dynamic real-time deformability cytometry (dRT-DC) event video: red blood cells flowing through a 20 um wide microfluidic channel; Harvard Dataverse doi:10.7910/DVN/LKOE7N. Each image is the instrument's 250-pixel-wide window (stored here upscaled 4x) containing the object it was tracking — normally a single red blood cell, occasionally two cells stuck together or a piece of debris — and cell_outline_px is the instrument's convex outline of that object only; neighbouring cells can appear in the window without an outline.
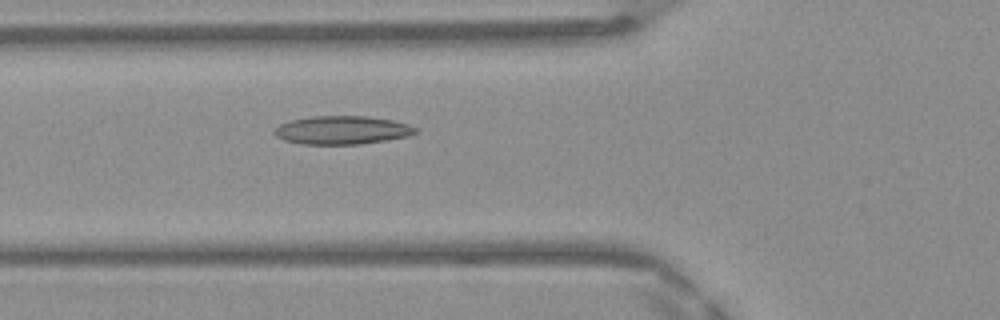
{"species": "Egyptian fruit bat (a non-hibernating species)", "species_latin": "Rousettus aegyptiacus", "temperature_condition": "warm", "stored_images_in_passage": 40, "camera_frame_rate_fps": 3000, "um_per_image_px": 0.085, "frame": {"image": 1, "passage_image": 9, "time_ms": 2.667, "image_size_px": [1000, 320], "cell_outline_px": [[420, 128], [416, 132], [408, 136], [360, 144], [300, 144], [284, 140], [276, 136], [272, 132], [280, 124], [292, 120], [308, 116], [368, 116], [392, 120], [408, 124]], "centroid_in_image_um": [29.07, 11.05], "position_along_channel_um": 96.7, "area_um2": 23.35}}
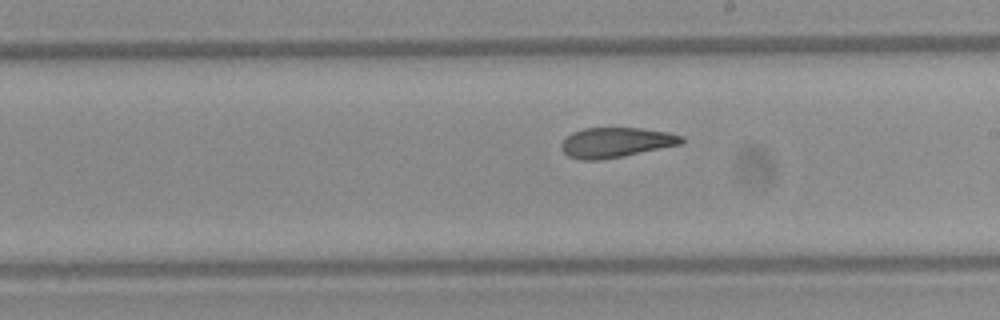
{"frame": {"image": 2, "passage_image": 19, "time_ms": 6.0, "image_size_px": [1000, 320], "cell_outline_px": [[684, 140], [680, 144], [624, 156], [600, 160], [580, 160], [568, 156], [560, 148], [560, 144], [572, 132], [584, 128], [640, 128], [668, 132], [684, 136]], "centroid_in_image_um": [52.33, 12.11], "position_along_channel_um": 236.7, "area_um2": 20.98}}
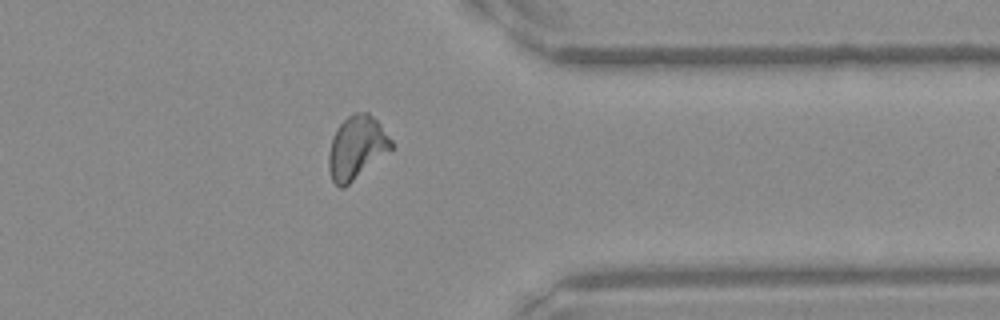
{"frame": {"image": 3, "passage_image": 30, "time_ms": 9.667, "image_size_px": [1000, 320], "cell_outline_px": [[392, 148], [344, 188], [340, 188], [332, 180], [328, 168], [328, 152], [332, 136], [336, 128], [348, 116], [356, 112], [368, 112], [380, 124], [392, 140]], "centroid_in_image_um": [30.28, 12.53], "position_along_channel_um": 381.1, "area_um2": 22.83}, "authors_computed_cell_mechanics": {"area_um2": 22.0796, "velocity_mm_per_s": 4.1712, "shape_relaxation_time_tau1_ms": null, "shape_relaxation_time_tau2_ms": 2.7504, "deformation_change_tau1": null, "deformation_change_tau2": 0.0863}}